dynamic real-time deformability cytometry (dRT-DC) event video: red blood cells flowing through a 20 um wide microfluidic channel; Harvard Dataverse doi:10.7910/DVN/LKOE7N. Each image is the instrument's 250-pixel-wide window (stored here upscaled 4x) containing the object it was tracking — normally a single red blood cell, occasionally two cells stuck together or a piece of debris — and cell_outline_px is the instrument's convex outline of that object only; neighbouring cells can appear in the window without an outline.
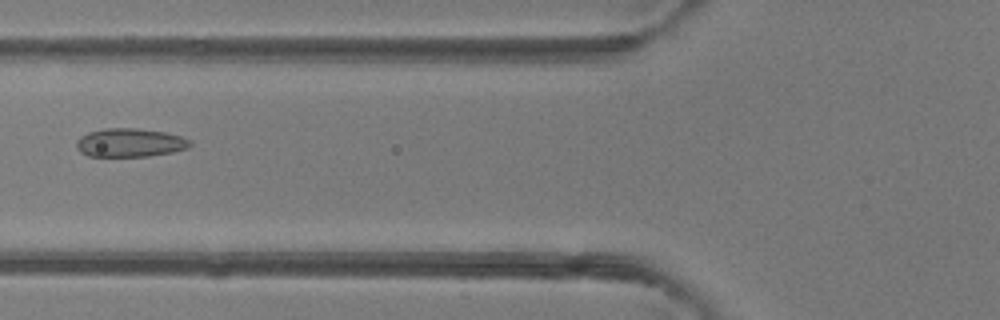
{"species": "common noctule bat (a hibernating species)", "species_latin": "Nyctalus noctula", "temperature_condition": "room temperature", "stored_images_in_passage": 37, "camera_frame_rate_fps": 3000, "um_per_image_px": 0.085, "animal": {"sex": "female"}, "frame": {"image": 1, "passage_image": 8, "time_ms": 2.333, "image_size_px": [1000, 320], "cell_outline_px": [[192, 144], [188, 148], [172, 152], [148, 156], [88, 156], [80, 152], [76, 148], [76, 140], [80, 136], [88, 132], [104, 128], [136, 128], [164, 132], [180, 136], [192, 140]], "centroid_in_image_um": [11.03, 12.12], "position_along_channel_um": 114.8, "area_um2": 19.02}}
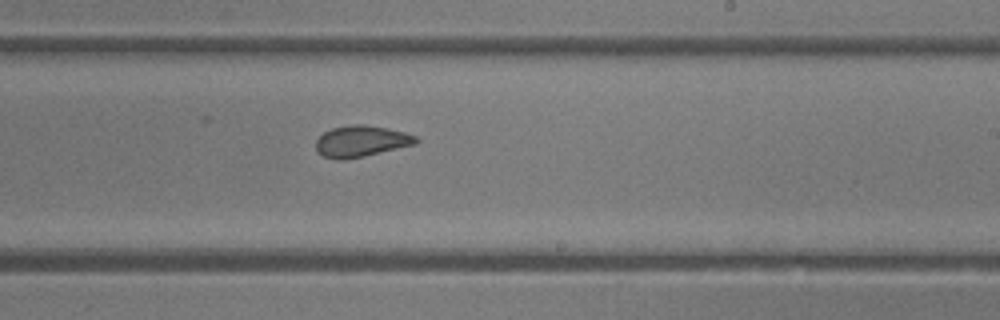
{"frame": {"image": 2, "passage_image": 18, "time_ms": 5.667, "image_size_px": [1000, 320], "cell_outline_px": [[420, 140], [416, 144], [364, 156], [344, 160], [336, 160], [324, 156], [316, 148], [316, 140], [324, 132], [332, 128], [352, 124], [364, 124], [388, 128], [404, 132], [416, 136]], "centroid_in_image_um": [30.72, 12.0], "position_along_channel_um": 258.3, "area_um2": 18.21}}
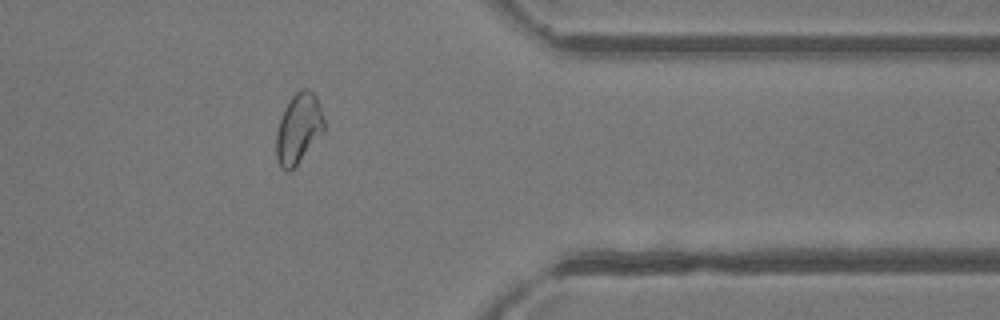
{"frame": {"image": 3, "passage_image": 28, "time_ms": 9.0, "image_size_px": [1000, 320], "cell_outline_px": [[324, 132], [296, 164], [288, 172], [284, 172], [280, 168], [276, 160], [276, 132], [284, 108], [292, 96], [300, 88], [308, 88], [316, 96], [324, 120]], "centroid_in_image_um": [25.35, 10.92], "position_along_channel_um": 386.0, "area_um2": 19.48}, "authors_computed_cell_mechanics": {"area_um2": 18.9006, "velocity_mm_per_s": 4.3045, "shape_relaxation_time_tau1_ms": null, "shape_relaxation_time_tau2_ms": 0.8957, "deformation_change_tau1": null, "deformation_change_tau2": 0.0638}}